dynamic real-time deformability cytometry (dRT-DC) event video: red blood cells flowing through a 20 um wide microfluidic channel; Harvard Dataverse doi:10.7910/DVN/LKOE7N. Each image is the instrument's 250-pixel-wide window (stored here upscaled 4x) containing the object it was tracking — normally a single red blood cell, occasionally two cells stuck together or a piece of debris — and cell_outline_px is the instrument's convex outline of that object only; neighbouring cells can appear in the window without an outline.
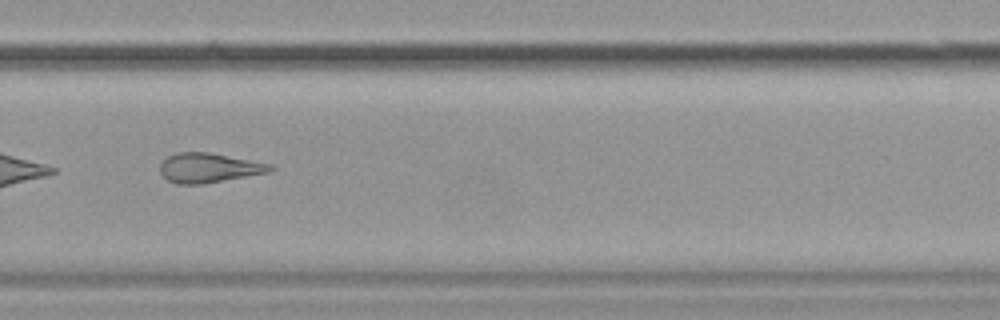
{"species": "common noctule bat (a hibernating species)", "species_latin": "Nyctalus noctula", "temperature_condition": "cold", "stored_images_in_passage": 41, "camera_frame_rate_fps": 3000, "um_per_image_px": 0.085, "animal": {"sex": "female", "body_mass_g": 19.9}, "frame": {"image": 1, "passage_image": 30, "time_ms": 9.667, "image_size_px": [1000, 320], "cell_outline_px": [[276, 168], [268, 172], [204, 184], [176, 184], [168, 180], [160, 172], [160, 164], [168, 156], [176, 152], [208, 152], [272, 164]], "centroid_in_image_um": [17.74, 14.26], "position_along_channel_um": 312.1, "area_um2": 18.9}}